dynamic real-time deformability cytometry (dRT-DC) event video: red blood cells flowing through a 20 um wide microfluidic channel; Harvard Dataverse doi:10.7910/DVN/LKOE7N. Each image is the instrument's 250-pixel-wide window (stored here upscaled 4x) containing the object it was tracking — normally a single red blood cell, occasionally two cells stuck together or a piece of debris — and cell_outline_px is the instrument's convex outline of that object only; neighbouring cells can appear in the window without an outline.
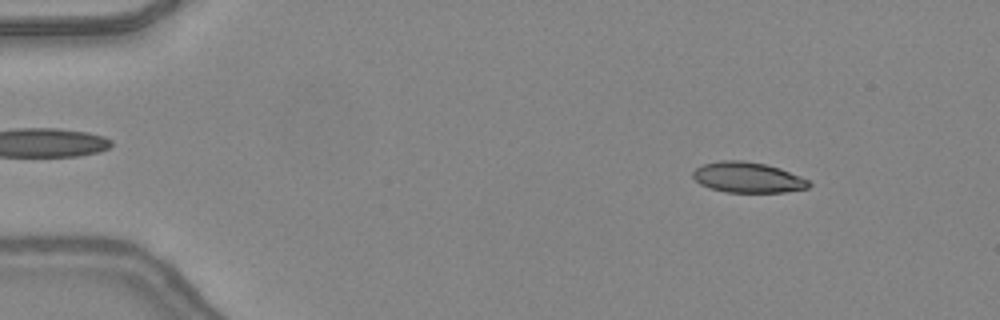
{"species": "common noctule bat (a hibernating species)", "species_latin": "Nyctalus noctula", "temperature_condition": "warm", "stored_images_in_passage": 48, "camera_frame_rate_fps": 3000, "um_per_image_px": 0.085, "animal": {"sex": "female", "body_mass_g": 24.6, "forearm_length_mm": 56.2}, "frame": {"image": 1, "passage_image": 7, "time_ms": 2.0, "image_size_px": [1000, 320], "cell_outline_px": [[812, 184], [808, 188], [784, 192], [724, 192], [700, 184], [692, 176], [692, 172], [696, 168], [704, 164], [720, 160], [744, 160], [764, 164], [780, 168], [800, 176], [808, 180]], "centroid_in_image_um": [63.56, 15.08], "position_along_channel_um": 21.4, "area_um2": 20.58}}
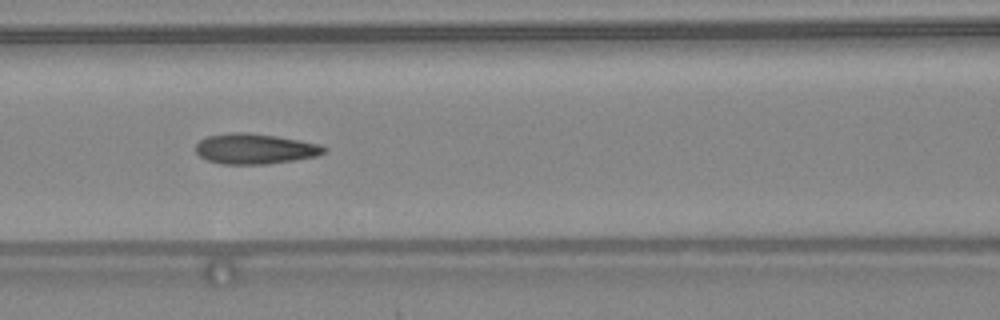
{"frame": {"image": 2, "passage_image": 22, "time_ms": 7.0, "image_size_px": [1000, 320], "cell_outline_px": [[328, 148], [324, 152], [316, 156], [268, 164], [224, 164], [208, 160], [200, 156], [196, 152], [196, 144], [200, 140], [208, 136], [232, 132], [248, 132], [276, 136], [300, 140], [320, 144]], "centroid_in_image_um": [21.67, 12.64], "position_along_channel_um": 144.9, "area_um2": 22.6}}
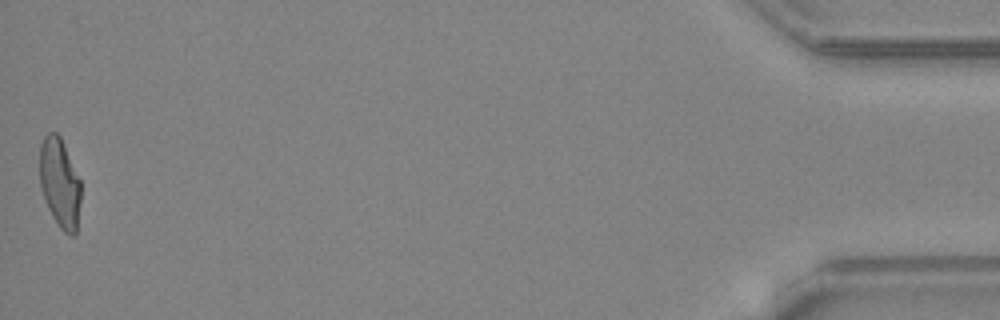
{"frame": {"image": 3, "passage_image": 48, "time_ms": 15.667, "image_size_px": [1000, 320], "cell_outline_px": [[80, 200], [76, 236], [72, 236], [64, 232], [60, 228], [52, 216], [48, 208], [40, 184], [40, 144], [44, 136], [48, 132], [56, 132], [60, 136], [80, 180]], "centroid_in_image_um": [5.08, 15.56], "position_along_channel_um": 430.1, "area_um2": 21.33}, "authors_computed_cell_mechanics": {"area_um2": 21.9062, "velocity_mm_per_s": 4.3904, "shape_relaxation_time_tau1_ms": null, "shape_relaxation_time_tau2_ms": 1.7076, "deformation_change_tau1": null, "deformation_change_tau2": 0.0942}}